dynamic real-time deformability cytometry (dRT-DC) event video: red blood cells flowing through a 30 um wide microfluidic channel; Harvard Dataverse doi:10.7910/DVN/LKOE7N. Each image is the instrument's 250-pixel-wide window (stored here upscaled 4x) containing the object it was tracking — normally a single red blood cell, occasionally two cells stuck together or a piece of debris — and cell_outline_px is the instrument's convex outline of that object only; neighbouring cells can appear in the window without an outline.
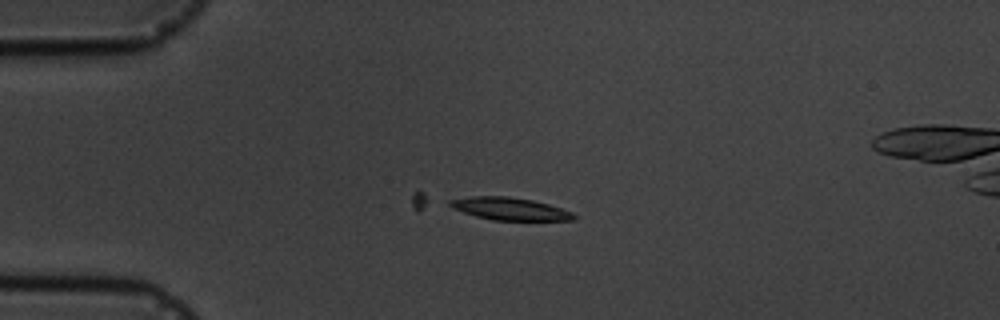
{"species": "common noctule bat (a hibernating species)", "species_latin": "Nyctalus noctula", "temperature_condition": "cold", "stored_images_in_passage": 5, "camera_frame_rate_fps": 3000, "um_per_image_px": 0.085, "animal": {"sex": "male", "body_mass_g": 19.5, "forearm_length_mm": 54.6}, "frame": {"image": 1, "passage_image": 3, "time_ms": 2.333, "image_size_px": [1000, 320], "cell_outline_px": [[576, 220], [492, 220], [476, 216], [452, 208], [448, 204], [448, 200], [472, 196], [508, 196], [532, 200], [548, 204], [572, 212], [576, 216]], "centroid_in_image_um": [43.32, 17.74], "position_along_channel_um": 41.7, "area_um2": 16.18}}
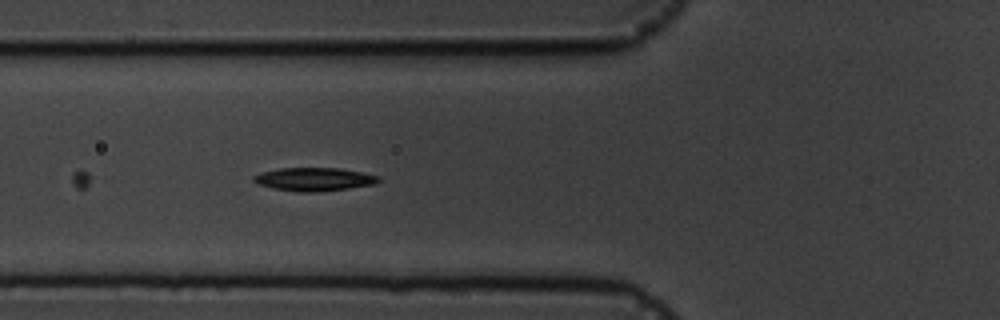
{"frame": {"image": 2, "passage_image": 5, "time_ms": 4.667, "image_size_px": [1000, 320], "cell_outline_px": [[380, 180], [376, 184], [348, 188], [312, 192], [296, 192], [272, 188], [260, 184], [252, 180], [252, 176], [264, 172], [280, 168], [340, 168], [364, 172], [380, 176]], "centroid_in_image_um": [26.74, 15.23], "position_along_channel_um": 99.1, "area_um2": 16.94}}